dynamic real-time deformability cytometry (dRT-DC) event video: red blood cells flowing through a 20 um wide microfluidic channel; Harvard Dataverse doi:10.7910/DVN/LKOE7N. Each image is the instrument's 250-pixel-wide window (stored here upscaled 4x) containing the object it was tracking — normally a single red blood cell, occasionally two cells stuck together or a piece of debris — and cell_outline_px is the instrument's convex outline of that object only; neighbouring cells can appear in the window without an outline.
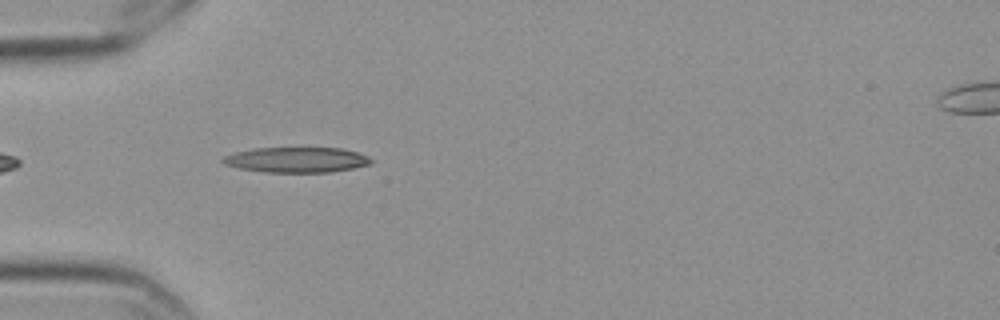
{"species": "Egyptian fruit bat (a non-hibernating species)", "species_latin": "Rousettus aegyptiacus", "temperature_condition": "cold", "stored_images_in_passage": 42, "camera_frame_rate_fps": 3000, "um_per_image_px": 0.085, "frame": {"image": 1, "passage_image": 3, "time_ms": 0.667, "image_size_px": [1000, 320], "cell_outline_px": [[372, 164], [332, 172], [264, 172], [240, 168], [224, 164], [220, 160], [224, 156], [236, 152], [252, 148], [340, 148], [356, 152], [368, 156], [372, 160]], "centroid_in_image_um": [25.2, 13.58], "position_along_channel_um": 59.8, "area_um2": 21.79}}
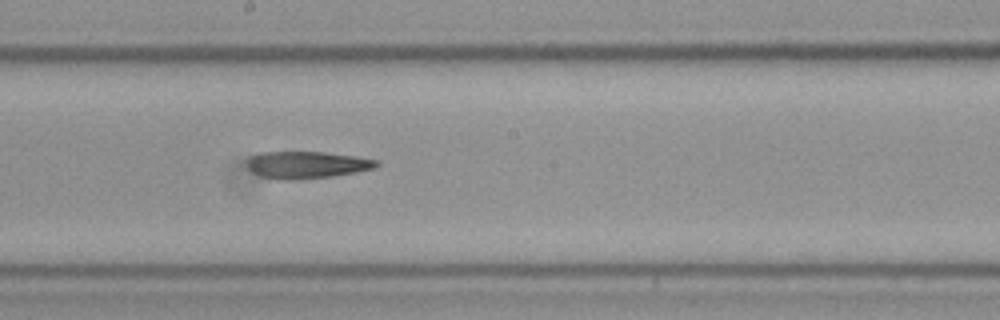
{"frame": {"image": 2, "passage_image": 17, "time_ms": 5.333, "image_size_px": [1000, 320], "cell_outline_px": [[380, 164], [372, 168], [332, 176], [288, 180], [280, 180], [260, 176], [252, 172], [248, 168], [248, 160], [252, 156], [260, 152], [324, 152], [380, 160]], "centroid_in_image_um": [26.04, 14.01], "position_along_channel_um": 222.2, "area_um2": 20.11}}
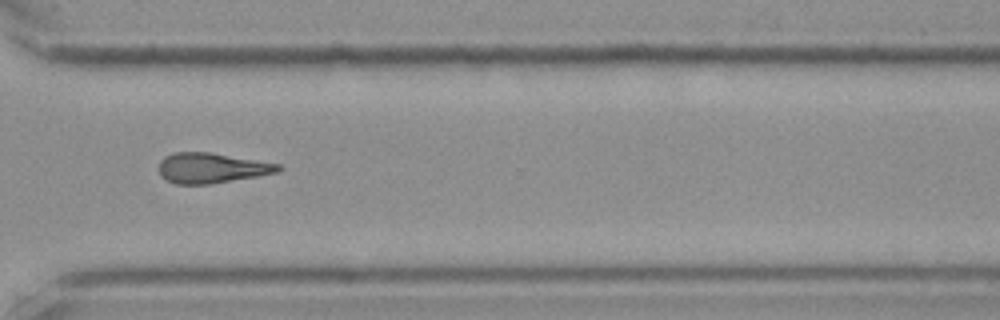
{"frame": {"image": 3, "passage_image": 28, "time_ms": 9.0, "image_size_px": [1000, 320], "cell_outline_px": [[284, 168], [276, 172], [256, 176], [208, 184], [176, 184], [160, 176], [160, 160], [164, 156], [176, 152], [208, 152], [280, 164]], "centroid_in_image_um": [17.96, 14.27], "position_along_channel_um": 352.6, "area_um2": 20.69}}